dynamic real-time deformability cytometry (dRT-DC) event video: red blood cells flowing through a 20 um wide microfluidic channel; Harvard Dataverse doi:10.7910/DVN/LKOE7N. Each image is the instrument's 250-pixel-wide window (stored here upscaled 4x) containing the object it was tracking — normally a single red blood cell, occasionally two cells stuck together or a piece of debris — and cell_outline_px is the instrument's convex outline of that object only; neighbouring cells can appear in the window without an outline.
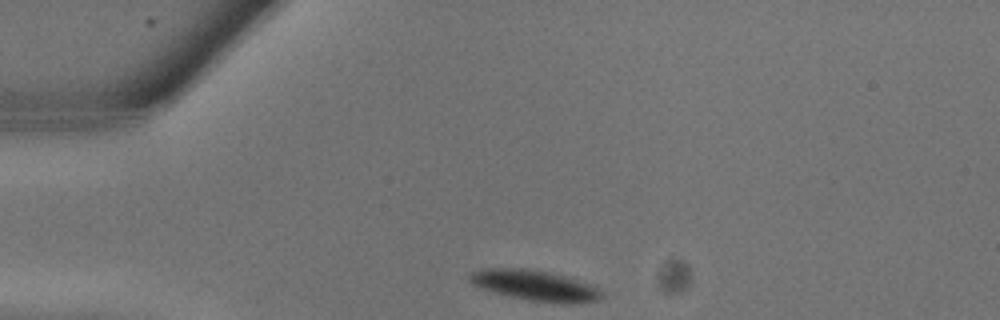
{"species": "common noctule bat (a hibernating species)", "species_latin": "Nyctalus noctula", "temperature_condition": "warm", "stored_images_in_passage": 6, "camera_frame_rate_fps": 3000, "um_per_image_px": 0.085, "animal": {"sex": "male", "body_mass_g": 13.3}, "frame": {"image": 1, "passage_image": 1, "time_ms": 0.0, "image_size_px": [1000, 320], "cell_outline_px": [[604, 296], [596, 300], [572, 304], [564, 304], [532, 300], [512, 296], [496, 292], [472, 284], [468, 280], [468, 276], [472, 272], [484, 268], [524, 268], [548, 272], [564, 276], [592, 284], [600, 288], [604, 292]], "centroid_in_image_um": [45.53, 24.26], "position_along_channel_um": 39.5, "area_um2": 23.29}}